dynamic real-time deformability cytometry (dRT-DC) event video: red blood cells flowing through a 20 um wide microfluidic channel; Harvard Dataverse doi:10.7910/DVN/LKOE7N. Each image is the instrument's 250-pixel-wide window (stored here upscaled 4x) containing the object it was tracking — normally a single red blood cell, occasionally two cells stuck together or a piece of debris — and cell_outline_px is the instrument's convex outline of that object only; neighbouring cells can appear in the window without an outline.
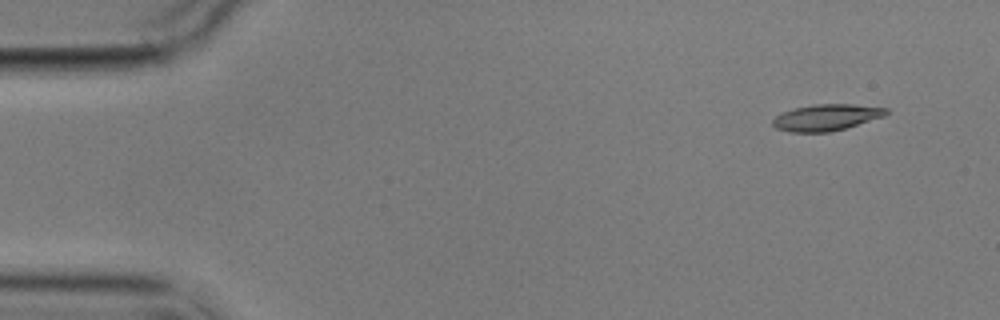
{"species": "common noctule bat (a hibernating species)", "species_latin": "Nyctalus noctula", "temperature_condition": "cold", "stored_images_in_passage": 5, "camera_frame_rate_fps": 3000, "um_per_image_px": 0.085, "animal": {"sex": "male", "body_mass_g": 17.9}, "frame": {"image": 1, "passage_image": 1, "time_ms": 0.0, "image_size_px": [1000, 320], "cell_outline_px": [[888, 112], [884, 116], [844, 128], [828, 132], [788, 132], [776, 128], [772, 124], [772, 120], [780, 112], [796, 108], [816, 104], [852, 104], [888, 108]], "centroid_in_image_um": [70.2, 9.98], "position_along_channel_um": 14.8, "area_um2": 17.28}}
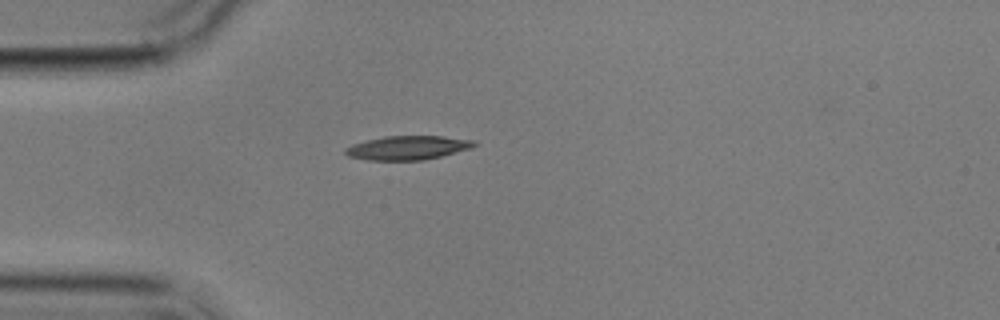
{"frame": {"image": 2, "passage_image": 4, "time_ms": 3.667, "image_size_px": [1000, 320], "cell_outline_px": [[476, 144], [472, 148], [424, 160], [364, 160], [348, 156], [344, 152], [344, 148], [352, 144], [384, 136], [444, 136], [476, 140]], "centroid_in_image_um": [34.65, 12.56], "position_along_channel_um": 50.4, "area_um2": 18.03}}